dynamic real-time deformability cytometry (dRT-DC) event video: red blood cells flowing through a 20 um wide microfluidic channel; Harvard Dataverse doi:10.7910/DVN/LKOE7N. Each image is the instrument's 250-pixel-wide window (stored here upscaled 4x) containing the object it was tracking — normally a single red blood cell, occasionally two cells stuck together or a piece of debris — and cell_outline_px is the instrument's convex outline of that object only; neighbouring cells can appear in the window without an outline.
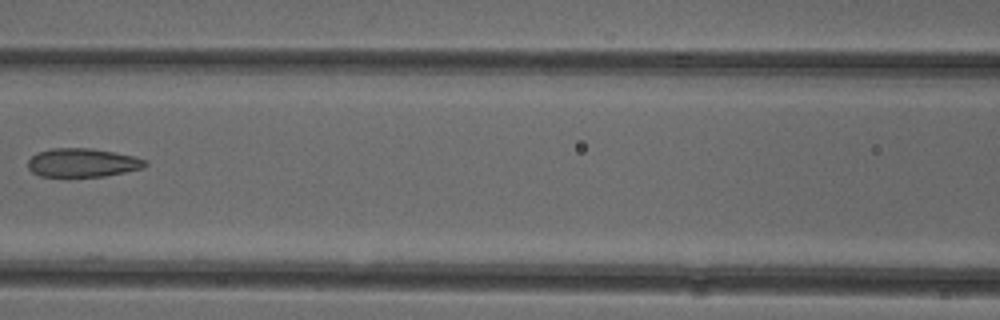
{"species": "common noctule bat (a hibernating species)", "species_latin": "Nyctalus noctula", "temperature_condition": "cold", "stored_images_in_passage": 6, "camera_frame_rate_fps": 3000, "um_per_image_px": 0.085, "animal": {"sex": "female"}, "frame": {"image": 1, "passage_image": 6, "time_ms": 5.667, "image_size_px": [1000, 320], "cell_outline_px": [[148, 164], [144, 168], [104, 176], [72, 180], [68, 180], [40, 176], [32, 172], [28, 168], [28, 160], [36, 152], [52, 148], [88, 148], [136, 156], [148, 160]], "centroid_in_image_um": [6.98, 13.88], "position_along_channel_um": 159.6, "area_um2": 20.58}}